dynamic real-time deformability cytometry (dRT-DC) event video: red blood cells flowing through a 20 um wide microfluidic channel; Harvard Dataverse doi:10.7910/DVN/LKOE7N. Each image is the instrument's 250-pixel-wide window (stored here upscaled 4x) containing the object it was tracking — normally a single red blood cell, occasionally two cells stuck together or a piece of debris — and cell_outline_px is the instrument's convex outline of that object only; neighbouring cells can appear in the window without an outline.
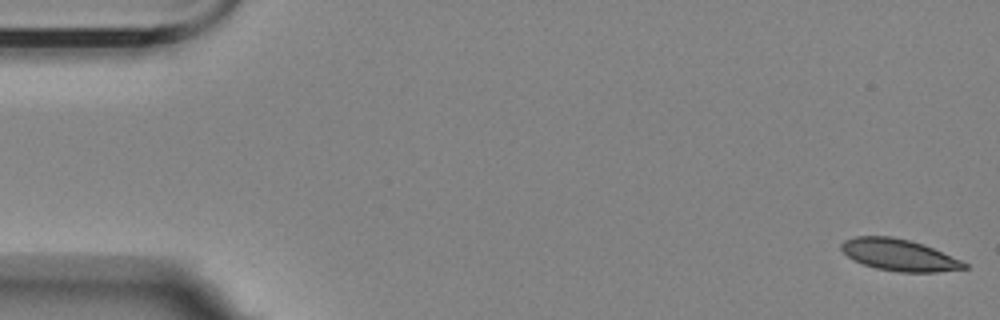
{"species": "Egyptian fruit bat (a non-hibernating species)", "species_latin": "Rousettus aegyptiacus", "temperature_condition": "room temperature", "stored_images_in_passage": 58, "camera_frame_rate_fps": 3000, "um_per_image_px": 0.085, "animal": {"sex": "female"}, "frame": {"image": 1, "passage_image": 1, "time_ms": 0.0, "image_size_px": [1000, 320], "cell_outline_px": [[968, 268], [936, 272], [900, 272], [876, 268], [852, 260], [840, 248], [840, 244], [844, 240], [856, 236], [892, 236], [908, 240], [932, 248], [960, 260], [968, 264]], "centroid_in_image_um": [76.38, 21.67], "position_along_channel_um": 8.6, "area_um2": 22.43}}
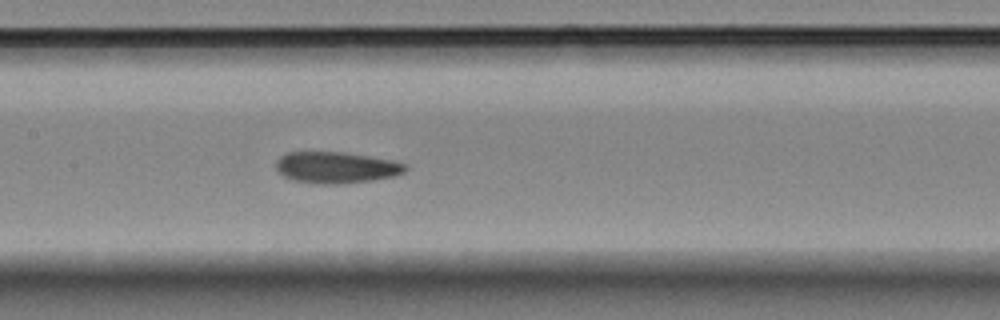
{"frame": {"image": 2, "passage_image": 27, "time_ms": 8.667, "image_size_px": [1000, 320], "cell_outline_px": [[408, 168], [404, 172], [392, 176], [372, 180], [344, 184], [320, 184], [292, 180], [276, 172], [276, 160], [280, 156], [288, 152], [340, 152], [392, 160], [408, 164]], "centroid_in_image_um": [28.55, 14.24], "position_along_channel_um": 178.9, "area_um2": 23.7}}
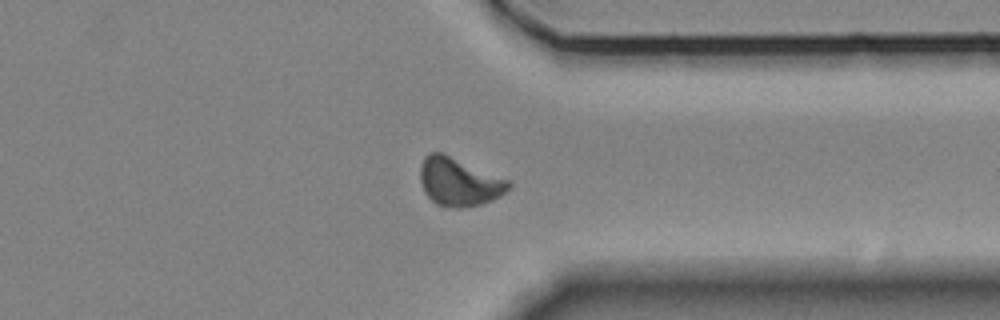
{"frame": {"image": 3, "passage_image": 44, "time_ms": 14.333, "image_size_px": [1000, 320], "cell_outline_px": [[512, 184], [500, 196], [492, 200], [480, 204], [460, 208], [456, 208], [436, 204], [424, 192], [420, 180], [420, 164], [424, 156], [428, 152], [444, 152], [508, 180]], "centroid_in_image_um": [38.97, 15.43], "position_along_channel_um": 372.4, "area_um2": 24.85}}